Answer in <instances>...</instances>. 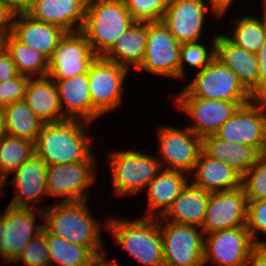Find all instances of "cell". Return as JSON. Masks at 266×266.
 <instances>
[{"label": "cell", "instance_id": "obj_1", "mask_svg": "<svg viewBox=\"0 0 266 266\" xmlns=\"http://www.w3.org/2000/svg\"><path fill=\"white\" fill-rule=\"evenodd\" d=\"M87 202L59 201L45 207L40 206L43 210V229L70 243L87 247L98 258L108 255L101 237L102 230H107L108 218L103 224L100 220L96 221L98 219L94 217Z\"/></svg>", "mask_w": 266, "mask_h": 266}, {"label": "cell", "instance_id": "obj_2", "mask_svg": "<svg viewBox=\"0 0 266 266\" xmlns=\"http://www.w3.org/2000/svg\"><path fill=\"white\" fill-rule=\"evenodd\" d=\"M91 125L80 119L44 124L34 143L35 155L48 165L96 161L91 148L95 137L85 133ZM87 129V130H86ZM92 149V150H91Z\"/></svg>", "mask_w": 266, "mask_h": 266}, {"label": "cell", "instance_id": "obj_3", "mask_svg": "<svg viewBox=\"0 0 266 266\" xmlns=\"http://www.w3.org/2000/svg\"><path fill=\"white\" fill-rule=\"evenodd\" d=\"M112 238L141 266H164L159 218L130 219L108 217L107 230Z\"/></svg>", "mask_w": 266, "mask_h": 266}, {"label": "cell", "instance_id": "obj_4", "mask_svg": "<svg viewBox=\"0 0 266 266\" xmlns=\"http://www.w3.org/2000/svg\"><path fill=\"white\" fill-rule=\"evenodd\" d=\"M133 23L123 0H88L81 32L94 54L104 56Z\"/></svg>", "mask_w": 266, "mask_h": 266}, {"label": "cell", "instance_id": "obj_5", "mask_svg": "<svg viewBox=\"0 0 266 266\" xmlns=\"http://www.w3.org/2000/svg\"><path fill=\"white\" fill-rule=\"evenodd\" d=\"M109 153L107 160L111 168V186L115 196H137L138 193H143L162 168L155 154L149 155L134 148Z\"/></svg>", "mask_w": 266, "mask_h": 266}, {"label": "cell", "instance_id": "obj_6", "mask_svg": "<svg viewBox=\"0 0 266 266\" xmlns=\"http://www.w3.org/2000/svg\"><path fill=\"white\" fill-rule=\"evenodd\" d=\"M38 216V217H37ZM43 210L13 207L9 205L0 212V257L2 261L16 260L23 249L43 230ZM38 223V224H37Z\"/></svg>", "mask_w": 266, "mask_h": 266}, {"label": "cell", "instance_id": "obj_7", "mask_svg": "<svg viewBox=\"0 0 266 266\" xmlns=\"http://www.w3.org/2000/svg\"><path fill=\"white\" fill-rule=\"evenodd\" d=\"M172 97L175 107L193 121L186 127L200 137L215 134L240 106L249 103L192 97L184 88Z\"/></svg>", "mask_w": 266, "mask_h": 266}, {"label": "cell", "instance_id": "obj_8", "mask_svg": "<svg viewBox=\"0 0 266 266\" xmlns=\"http://www.w3.org/2000/svg\"><path fill=\"white\" fill-rule=\"evenodd\" d=\"M164 266H204L201 228L165 221L159 217Z\"/></svg>", "mask_w": 266, "mask_h": 266}, {"label": "cell", "instance_id": "obj_9", "mask_svg": "<svg viewBox=\"0 0 266 266\" xmlns=\"http://www.w3.org/2000/svg\"><path fill=\"white\" fill-rule=\"evenodd\" d=\"M183 87L192 97L197 98L229 102H251L254 99L235 73L216 57Z\"/></svg>", "mask_w": 266, "mask_h": 266}, {"label": "cell", "instance_id": "obj_10", "mask_svg": "<svg viewBox=\"0 0 266 266\" xmlns=\"http://www.w3.org/2000/svg\"><path fill=\"white\" fill-rule=\"evenodd\" d=\"M129 69L97 56L90 64L87 76L92 106L103 116L123 103L125 78Z\"/></svg>", "mask_w": 266, "mask_h": 266}, {"label": "cell", "instance_id": "obj_11", "mask_svg": "<svg viewBox=\"0 0 266 266\" xmlns=\"http://www.w3.org/2000/svg\"><path fill=\"white\" fill-rule=\"evenodd\" d=\"M156 134L159 144L156 156L161 167L180 170L190 175L202 152V137L187 127L165 124L157 128Z\"/></svg>", "mask_w": 266, "mask_h": 266}, {"label": "cell", "instance_id": "obj_12", "mask_svg": "<svg viewBox=\"0 0 266 266\" xmlns=\"http://www.w3.org/2000/svg\"><path fill=\"white\" fill-rule=\"evenodd\" d=\"M181 44L162 21L147 23V46L138 72L180 81Z\"/></svg>", "mask_w": 266, "mask_h": 266}, {"label": "cell", "instance_id": "obj_13", "mask_svg": "<svg viewBox=\"0 0 266 266\" xmlns=\"http://www.w3.org/2000/svg\"><path fill=\"white\" fill-rule=\"evenodd\" d=\"M97 166L98 161L48 165L46 167L48 197L50 195L63 197L60 202L88 201V189L91 184H95Z\"/></svg>", "mask_w": 266, "mask_h": 266}, {"label": "cell", "instance_id": "obj_14", "mask_svg": "<svg viewBox=\"0 0 266 266\" xmlns=\"http://www.w3.org/2000/svg\"><path fill=\"white\" fill-rule=\"evenodd\" d=\"M215 135L223 140L252 146L260 154L266 138V104L261 98L240 106Z\"/></svg>", "mask_w": 266, "mask_h": 266}, {"label": "cell", "instance_id": "obj_15", "mask_svg": "<svg viewBox=\"0 0 266 266\" xmlns=\"http://www.w3.org/2000/svg\"><path fill=\"white\" fill-rule=\"evenodd\" d=\"M209 12L219 19L218 11L205 0H171L161 21L181 45L199 42Z\"/></svg>", "mask_w": 266, "mask_h": 266}, {"label": "cell", "instance_id": "obj_16", "mask_svg": "<svg viewBox=\"0 0 266 266\" xmlns=\"http://www.w3.org/2000/svg\"><path fill=\"white\" fill-rule=\"evenodd\" d=\"M255 245L246 226L208 233L204 235L203 264L247 266L250 252Z\"/></svg>", "mask_w": 266, "mask_h": 266}, {"label": "cell", "instance_id": "obj_17", "mask_svg": "<svg viewBox=\"0 0 266 266\" xmlns=\"http://www.w3.org/2000/svg\"><path fill=\"white\" fill-rule=\"evenodd\" d=\"M96 57L81 31L66 32L48 60V77L59 81L85 74Z\"/></svg>", "mask_w": 266, "mask_h": 266}, {"label": "cell", "instance_id": "obj_18", "mask_svg": "<svg viewBox=\"0 0 266 266\" xmlns=\"http://www.w3.org/2000/svg\"><path fill=\"white\" fill-rule=\"evenodd\" d=\"M247 198L243 187L211 192L201 226L204 235L224 229L246 226Z\"/></svg>", "mask_w": 266, "mask_h": 266}, {"label": "cell", "instance_id": "obj_19", "mask_svg": "<svg viewBox=\"0 0 266 266\" xmlns=\"http://www.w3.org/2000/svg\"><path fill=\"white\" fill-rule=\"evenodd\" d=\"M46 167V162L34 154L11 173L15 174L11 180L5 179V183L13 186L16 191L9 205L38 209L37 205L44 201L42 198L48 196Z\"/></svg>", "mask_w": 266, "mask_h": 266}, {"label": "cell", "instance_id": "obj_20", "mask_svg": "<svg viewBox=\"0 0 266 266\" xmlns=\"http://www.w3.org/2000/svg\"><path fill=\"white\" fill-rule=\"evenodd\" d=\"M189 178L190 175L180 170L162 167L144 189L147 196V208L143 217H162L188 185Z\"/></svg>", "mask_w": 266, "mask_h": 266}, {"label": "cell", "instance_id": "obj_21", "mask_svg": "<svg viewBox=\"0 0 266 266\" xmlns=\"http://www.w3.org/2000/svg\"><path fill=\"white\" fill-rule=\"evenodd\" d=\"M88 0H34L26 13L32 19L54 24L65 32L81 31Z\"/></svg>", "mask_w": 266, "mask_h": 266}, {"label": "cell", "instance_id": "obj_22", "mask_svg": "<svg viewBox=\"0 0 266 266\" xmlns=\"http://www.w3.org/2000/svg\"><path fill=\"white\" fill-rule=\"evenodd\" d=\"M60 106L67 119L94 123L102 115L92 106L87 73L55 81Z\"/></svg>", "mask_w": 266, "mask_h": 266}, {"label": "cell", "instance_id": "obj_23", "mask_svg": "<svg viewBox=\"0 0 266 266\" xmlns=\"http://www.w3.org/2000/svg\"><path fill=\"white\" fill-rule=\"evenodd\" d=\"M215 57L235 73L254 98H258V61L255 53L235 46L221 32L215 41Z\"/></svg>", "mask_w": 266, "mask_h": 266}, {"label": "cell", "instance_id": "obj_24", "mask_svg": "<svg viewBox=\"0 0 266 266\" xmlns=\"http://www.w3.org/2000/svg\"><path fill=\"white\" fill-rule=\"evenodd\" d=\"M65 33L57 25L34 20L27 14H16L11 34L49 60Z\"/></svg>", "mask_w": 266, "mask_h": 266}, {"label": "cell", "instance_id": "obj_25", "mask_svg": "<svg viewBox=\"0 0 266 266\" xmlns=\"http://www.w3.org/2000/svg\"><path fill=\"white\" fill-rule=\"evenodd\" d=\"M190 176L192 185L210 193L234 190L242 186V176L239 173L225 162L208 157L203 151Z\"/></svg>", "mask_w": 266, "mask_h": 266}, {"label": "cell", "instance_id": "obj_26", "mask_svg": "<svg viewBox=\"0 0 266 266\" xmlns=\"http://www.w3.org/2000/svg\"><path fill=\"white\" fill-rule=\"evenodd\" d=\"M24 101L45 124L67 119L62 113L55 81L48 76L29 78Z\"/></svg>", "mask_w": 266, "mask_h": 266}, {"label": "cell", "instance_id": "obj_27", "mask_svg": "<svg viewBox=\"0 0 266 266\" xmlns=\"http://www.w3.org/2000/svg\"><path fill=\"white\" fill-rule=\"evenodd\" d=\"M202 151L210 158L225 162L242 177L261 155L252 146L226 141L215 134L202 137Z\"/></svg>", "mask_w": 266, "mask_h": 266}, {"label": "cell", "instance_id": "obj_28", "mask_svg": "<svg viewBox=\"0 0 266 266\" xmlns=\"http://www.w3.org/2000/svg\"><path fill=\"white\" fill-rule=\"evenodd\" d=\"M147 46V23L135 22L116 40L103 56L129 70H137L144 60Z\"/></svg>", "mask_w": 266, "mask_h": 266}, {"label": "cell", "instance_id": "obj_29", "mask_svg": "<svg viewBox=\"0 0 266 266\" xmlns=\"http://www.w3.org/2000/svg\"><path fill=\"white\" fill-rule=\"evenodd\" d=\"M209 196L210 192L189 182L162 218L165 221L201 228Z\"/></svg>", "mask_w": 266, "mask_h": 266}, {"label": "cell", "instance_id": "obj_30", "mask_svg": "<svg viewBox=\"0 0 266 266\" xmlns=\"http://www.w3.org/2000/svg\"><path fill=\"white\" fill-rule=\"evenodd\" d=\"M1 45L11 55L18 74L29 78L48 76V59L37 50L21 43L12 34L2 39Z\"/></svg>", "mask_w": 266, "mask_h": 266}, {"label": "cell", "instance_id": "obj_31", "mask_svg": "<svg viewBox=\"0 0 266 266\" xmlns=\"http://www.w3.org/2000/svg\"><path fill=\"white\" fill-rule=\"evenodd\" d=\"M4 111L7 135L35 143L45 123L34 115L26 102L21 100L6 105Z\"/></svg>", "mask_w": 266, "mask_h": 266}, {"label": "cell", "instance_id": "obj_32", "mask_svg": "<svg viewBox=\"0 0 266 266\" xmlns=\"http://www.w3.org/2000/svg\"><path fill=\"white\" fill-rule=\"evenodd\" d=\"M50 266H94L97 257L84 246L47 233Z\"/></svg>", "mask_w": 266, "mask_h": 266}, {"label": "cell", "instance_id": "obj_33", "mask_svg": "<svg viewBox=\"0 0 266 266\" xmlns=\"http://www.w3.org/2000/svg\"><path fill=\"white\" fill-rule=\"evenodd\" d=\"M235 25L230 34L224 36L235 46L256 53L266 41V28L261 17L245 15L232 18Z\"/></svg>", "mask_w": 266, "mask_h": 266}, {"label": "cell", "instance_id": "obj_34", "mask_svg": "<svg viewBox=\"0 0 266 266\" xmlns=\"http://www.w3.org/2000/svg\"><path fill=\"white\" fill-rule=\"evenodd\" d=\"M35 154L34 143L9 135L0 138V174L9 175Z\"/></svg>", "mask_w": 266, "mask_h": 266}, {"label": "cell", "instance_id": "obj_35", "mask_svg": "<svg viewBox=\"0 0 266 266\" xmlns=\"http://www.w3.org/2000/svg\"><path fill=\"white\" fill-rule=\"evenodd\" d=\"M218 33H216L210 41V48L205 42H193L186 43L181 45L180 49V79L181 81L186 77H188V73L186 72V66L195 68L199 72L205 66H207L214 58H215V41ZM204 43V44H203ZM207 46H206V45ZM209 48V49H208Z\"/></svg>", "mask_w": 266, "mask_h": 266}, {"label": "cell", "instance_id": "obj_36", "mask_svg": "<svg viewBox=\"0 0 266 266\" xmlns=\"http://www.w3.org/2000/svg\"><path fill=\"white\" fill-rule=\"evenodd\" d=\"M247 201L266 199V158L260 155L256 163L242 177Z\"/></svg>", "mask_w": 266, "mask_h": 266}, {"label": "cell", "instance_id": "obj_37", "mask_svg": "<svg viewBox=\"0 0 266 266\" xmlns=\"http://www.w3.org/2000/svg\"><path fill=\"white\" fill-rule=\"evenodd\" d=\"M135 22H159L171 0H123Z\"/></svg>", "mask_w": 266, "mask_h": 266}, {"label": "cell", "instance_id": "obj_38", "mask_svg": "<svg viewBox=\"0 0 266 266\" xmlns=\"http://www.w3.org/2000/svg\"><path fill=\"white\" fill-rule=\"evenodd\" d=\"M22 263L25 266H50V255L47 247V232H42L26 245L16 260L3 263Z\"/></svg>", "mask_w": 266, "mask_h": 266}, {"label": "cell", "instance_id": "obj_39", "mask_svg": "<svg viewBox=\"0 0 266 266\" xmlns=\"http://www.w3.org/2000/svg\"><path fill=\"white\" fill-rule=\"evenodd\" d=\"M247 202L246 228L255 244H266L257 235L259 232L266 235V199Z\"/></svg>", "mask_w": 266, "mask_h": 266}, {"label": "cell", "instance_id": "obj_40", "mask_svg": "<svg viewBox=\"0 0 266 266\" xmlns=\"http://www.w3.org/2000/svg\"><path fill=\"white\" fill-rule=\"evenodd\" d=\"M29 77L17 74L10 80L0 83V106L12 104L24 100L25 89Z\"/></svg>", "mask_w": 266, "mask_h": 266}, {"label": "cell", "instance_id": "obj_41", "mask_svg": "<svg viewBox=\"0 0 266 266\" xmlns=\"http://www.w3.org/2000/svg\"><path fill=\"white\" fill-rule=\"evenodd\" d=\"M17 74L15 63L13 62L11 55L0 44V83L10 80Z\"/></svg>", "mask_w": 266, "mask_h": 266}, {"label": "cell", "instance_id": "obj_42", "mask_svg": "<svg viewBox=\"0 0 266 266\" xmlns=\"http://www.w3.org/2000/svg\"><path fill=\"white\" fill-rule=\"evenodd\" d=\"M15 15L9 6L0 0V41L12 33Z\"/></svg>", "mask_w": 266, "mask_h": 266}, {"label": "cell", "instance_id": "obj_43", "mask_svg": "<svg viewBox=\"0 0 266 266\" xmlns=\"http://www.w3.org/2000/svg\"><path fill=\"white\" fill-rule=\"evenodd\" d=\"M258 61V98L266 93V41L255 53Z\"/></svg>", "mask_w": 266, "mask_h": 266}, {"label": "cell", "instance_id": "obj_44", "mask_svg": "<svg viewBox=\"0 0 266 266\" xmlns=\"http://www.w3.org/2000/svg\"><path fill=\"white\" fill-rule=\"evenodd\" d=\"M266 266V244H256L250 252L247 266Z\"/></svg>", "mask_w": 266, "mask_h": 266}, {"label": "cell", "instance_id": "obj_45", "mask_svg": "<svg viewBox=\"0 0 266 266\" xmlns=\"http://www.w3.org/2000/svg\"><path fill=\"white\" fill-rule=\"evenodd\" d=\"M15 14H26L34 0H3Z\"/></svg>", "mask_w": 266, "mask_h": 266}, {"label": "cell", "instance_id": "obj_46", "mask_svg": "<svg viewBox=\"0 0 266 266\" xmlns=\"http://www.w3.org/2000/svg\"><path fill=\"white\" fill-rule=\"evenodd\" d=\"M208 2L218 11L220 14L219 18H222L226 13L230 12L229 10L231 9L234 0H208Z\"/></svg>", "mask_w": 266, "mask_h": 266}, {"label": "cell", "instance_id": "obj_47", "mask_svg": "<svg viewBox=\"0 0 266 266\" xmlns=\"http://www.w3.org/2000/svg\"><path fill=\"white\" fill-rule=\"evenodd\" d=\"M108 257L105 255V256H101V257H98L96 259V262L94 264V266H123L121 264H119L116 259L114 258L113 260L112 259H107Z\"/></svg>", "mask_w": 266, "mask_h": 266}, {"label": "cell", "instance_id": "obj_48", "mask_svg": "<svg viewBox=\"0 0 266 266\" xmlns=\"http://www.w3.org/2000/svg\"><path fill=\"white\" fill-rule=\"evenodd\" d=\"M7 135L4 107L0 106V138Z\"/></svg>", "mask_w": 266, "mask_h": 266}, {"label": "cell", "instance_id": "obj_49", "mask_svg": "<svg viewBox=\"0 0 266 266\" xmlns=\"http://www.w3.org/2000/svg\"><path fill=\"white\" fill-rule=\"evenodd\" d=\"M5 186H6L5 178L0 174V196L4 197V195H5L4 188H6Z\"/></svg>", "mask_w": 266, "mask_h": 266}, {"label": "cell", "instance_id": "obj_50", "mask_svg": "<svg viewBox=\"0 0 266 266\" xmlns=\"http://www.w3.org/2000/svg\"><path fill=\"white\" fill-rule=\"evenodd\" d=\"M263 1V3L262 4H264L263 5V16H261L262 18H263V22H264V24H265V28H266V0H262Z\"/></svg>", "mask_w": 266, "mask_h": 266}, {"label": "cell", "instance_id": "obj_51", "mask_svg": "<svg viewBox=\"0 0 266 266\" xmlns=\"http://www.w3.org/2000/svg\"><path fill=\"white\" fill-rule=\"evenodd\" d=\"M261 155L266 158V138H265V144H264V148H263Z\"/></svg>", "mask_w": 266, "mask_h": 266}, {"label": "cell", "instance_id": "obj_52", "mask_svg": "<svg viewBox=\"0 0 266 266\" xmlns=\"http://www.w3.org/2000/svg\"><path fill=\"white\" fill-rule=\"evenodd\" d=\"M261 99L265 102L266 104V93L261 97Z\"/></svg>", "mask_w": 266, "mask_h": 266}]
</instances>
